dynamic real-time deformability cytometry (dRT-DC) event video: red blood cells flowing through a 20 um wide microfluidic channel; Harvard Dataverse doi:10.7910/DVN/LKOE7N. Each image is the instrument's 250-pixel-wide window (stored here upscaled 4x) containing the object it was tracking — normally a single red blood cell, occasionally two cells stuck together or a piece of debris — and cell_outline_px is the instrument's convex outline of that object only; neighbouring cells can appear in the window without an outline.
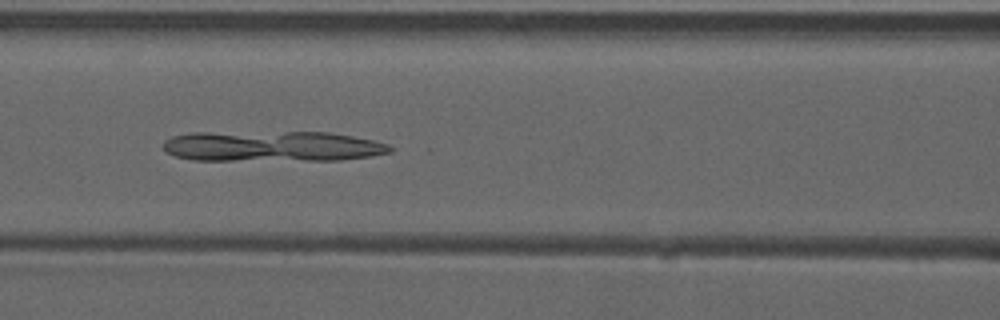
{"species": "common noctule bat (a hibernating species)", "species_latin": "Nyctalus noctula", "temperature_condition": "warm", "stored_images_in_passage": 53, "camera_frame_rate_fps": 3000, "um_per_image_px": 0.085, "animal": {"sex": "male", "forearm_length_mm": 52.5}, "frame": {"image": 1, "passage_image": 23, "time_ms": 7.333, "image_size_px": [1000, 320], "cell_outline_px": [[392, 152], [372, 156], [340, 160], [192, 160], [176, 156], [168, 152], [164, 148], [164, 140], [172, 136], [192, 132], [328, 132], [352, 136], [372, 140], [388, 144], [392, 148]], "centroid_in_image_um": [23.14, 12.43], "position_along_channel_um": 143.5, "area_um2": 40.52}}
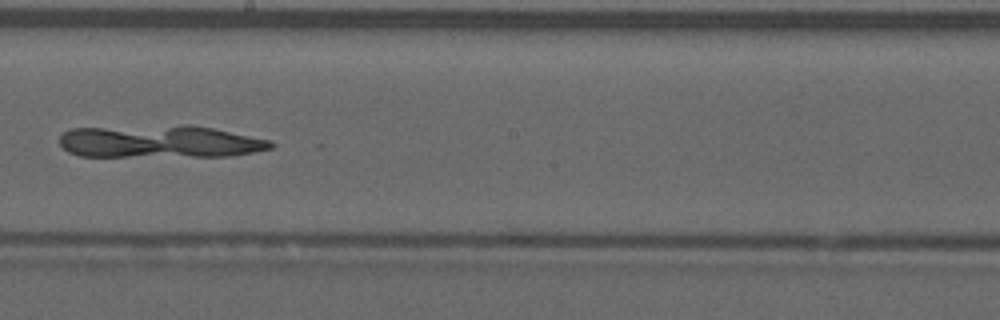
{"frame": {"image": 2, "passage_image": 30, "time_ms": 9.667, "image_size_px": [1000, 320], "cell_outline_px": [[276, 144], [272, 148], [252, 152], [228, 156], [80, 156], [68, 152], [60, 144], [60, 136], [64, 132], [72, 128], [180, 124], [192, 124], [272, 140]], "centroid_in_image_um": [13.59, 12.02], "position_along_channel_um": 234.6, "area_um2": 40.46}}
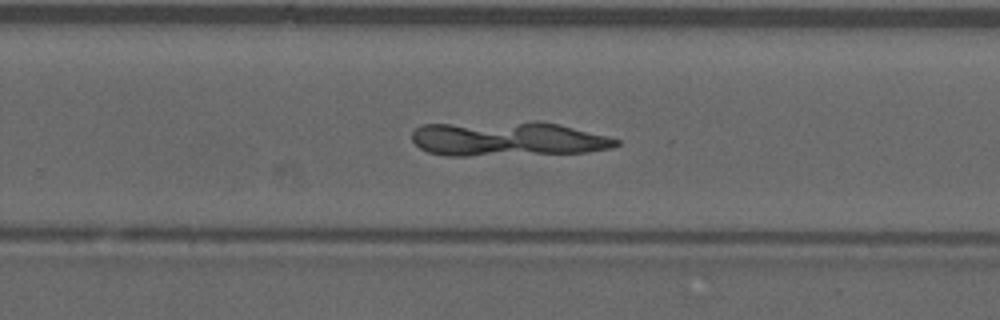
{"frame": {"image": 3, "passage_image": 34, "time_ms": 11.0, "image_size_px": [1000, 320], "cell_outline_px": [[620, 144], [612, 148], [588, 152], [468, 156], [444, 156], [428, 152], [420, 148], [412, 140], [412, 132], [420, 124], [532, 120], [540, 120], [608, 136], [620, 140]], "centroid_in_image_um": [43.12, 11.79], "position_along_channel_um": 286.7, "area_um2": 41.91}}